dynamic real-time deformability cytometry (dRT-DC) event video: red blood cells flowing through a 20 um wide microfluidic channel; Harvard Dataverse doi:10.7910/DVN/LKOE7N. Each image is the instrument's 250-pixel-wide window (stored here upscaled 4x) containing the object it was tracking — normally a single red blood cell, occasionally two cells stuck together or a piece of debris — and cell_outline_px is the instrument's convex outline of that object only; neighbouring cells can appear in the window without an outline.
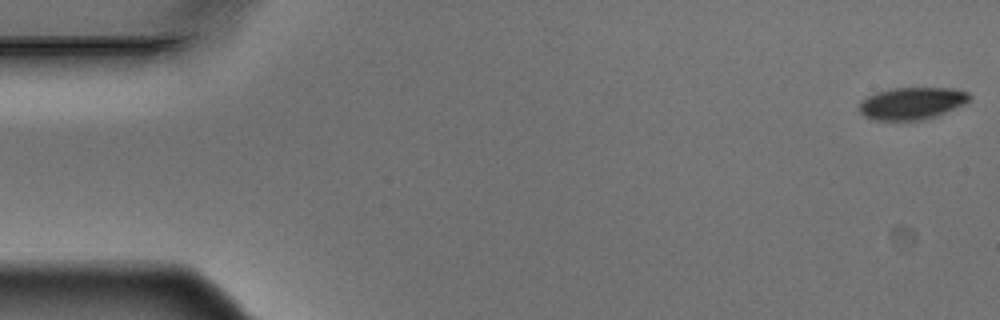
{"species": "Egyptian fruit bat (a non-hibernating species)", "species_latin": "Rousettus aegyptiacus", "temperature_condition": "warm", "stored_images_in_passage": 6, "camera_frame_rate_fps": 3000, "um_per_image_px": 0.085, "animal": {"sex": "male"}, "frame": {"image": 1, "passage_image": 1, "time_ms": 0.0, "image_size_px": [1000, 320], "cell_outline_px": [[972, 96], [964, 104], [936, 116], [924, 120], [872, 120], [864, 116], [860, 112], [860, 100], [876, 92], [892, 88], [952, 88], [968, 92]], "centroid_in_image_um": [77.49, 8.78], "position_along_channel_um": 7.5, "area_um2": 20.69}}
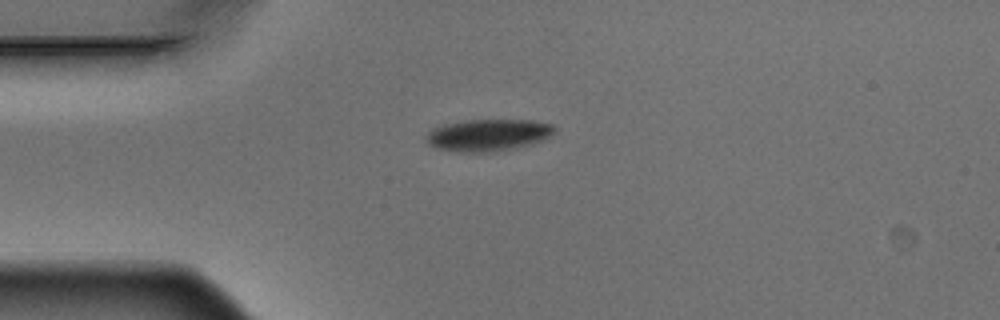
{"frame": {"image": 2, "passage_image": 4, "time_ms": 1.0, "image_size_px": [1000, 320], "cell_outline_px": [[556, 132], [544, 140], [532, 144], [516, 148], [488, 152], [460, 152], [436, 148], [428, 144], [428, 132], [444, 124], [468, 120], [532, 120], [552, 124], [556, 128]], "centroid_in_image_um": [41.56, 11.48], "position_along_channel_um": 43.4, "area_um2": 23.81}}
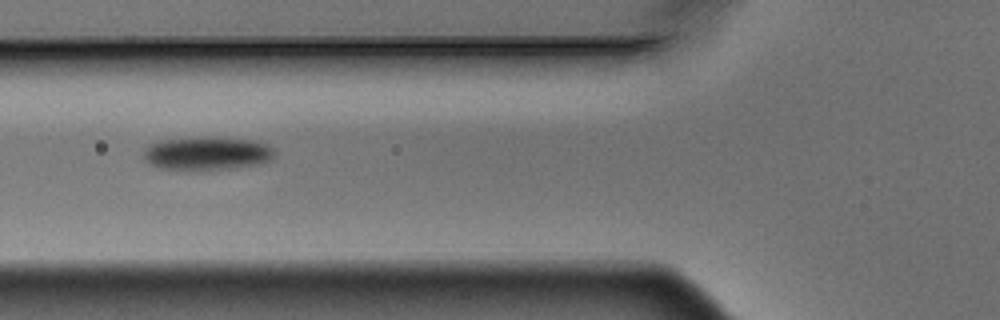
{"frame": {"image": 3, "passage_image": 6, "time_ms": 1.667, "image_size_px": [1000, 320], "cell_outline_px": [[276, 152], [272, 160], [260, 164], [236, 168], [160, 168], [148, 164], [144, 160], [144, 148], [160, 140], [208, 136], [252, 140], [264, 144], [272, 148]], "centroid_in_image_um": [17.62, 13.01], "position_along_channel_um": 108.2, "area_um2": 25.2}}